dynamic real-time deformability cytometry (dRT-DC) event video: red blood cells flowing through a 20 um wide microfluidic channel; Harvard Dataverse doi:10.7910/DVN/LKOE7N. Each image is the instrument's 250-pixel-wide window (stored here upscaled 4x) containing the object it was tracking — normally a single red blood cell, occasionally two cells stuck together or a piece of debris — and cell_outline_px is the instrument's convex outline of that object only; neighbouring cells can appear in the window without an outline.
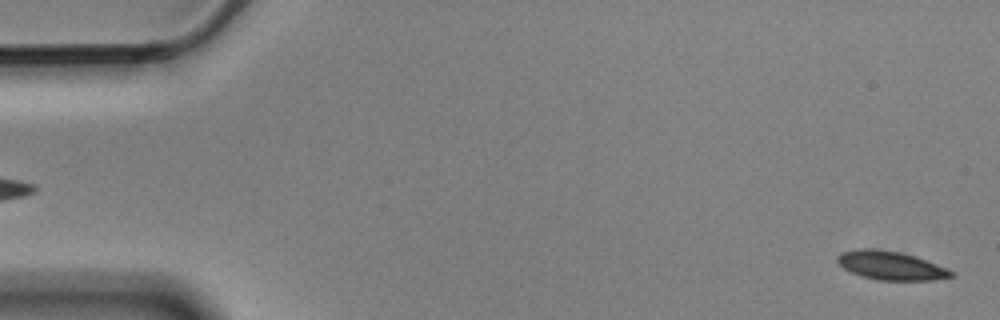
{"species": "Egyptian fruit bat (a non-hibernating species)", "species_latin": "Rousettus aegyptiacus", "temperature_condition": "cold", "stored_images_in_passage": 6, "segment_of_instrument_passage": [2, 2], "camera_frame_rate_fps": 3000, "um_per_image_px": 0.085, "animal": {"sex": "male"}, "frame": {"image": 1, "passage_image": 6, "time_ms": 1.667, "image_size_px": [1000, 320], "cell_outline_px": [[952, 276], [932, 280], [876, 280], [860, 276], [844, 268], [836, 260], [836, 256], [840, 252], [860, 248], [872, 248], [900, 252], [916, 256], [948, 268], [952, 272]], "centroid_in_image_um": [75.68, 22.56], "position_along_channel_um": 9.3, "area_um2": 19.02}}